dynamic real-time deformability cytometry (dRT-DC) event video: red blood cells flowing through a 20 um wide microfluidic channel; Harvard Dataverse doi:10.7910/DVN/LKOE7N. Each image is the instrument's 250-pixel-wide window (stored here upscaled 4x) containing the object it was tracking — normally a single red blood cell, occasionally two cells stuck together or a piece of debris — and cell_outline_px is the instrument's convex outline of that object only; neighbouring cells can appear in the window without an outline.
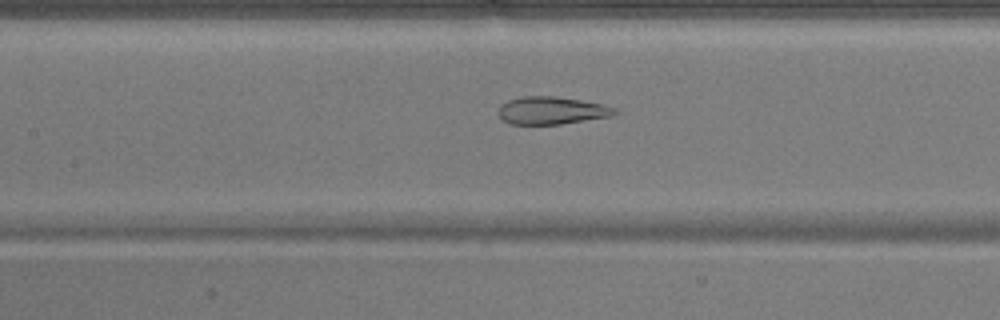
{"species": "common noctule bat (a hibernating species)", "species_latin": "Nyctalus noctula", "temperature_condition": "warm", "stored_images_in_passage": 52, "segment_of_instrument_passage": [1, 2], "camera_frame_rate_fps": 3000, "um_per_image_px": 0.085, "animal": {"sex": "male", "body_mass_g": 17.9}, "frame": {"image": 1, "passage_image": 23, "time_ms": 7.333, "image_size_px": [1000, 320], "cell_outline_px": [[620, 112], [612, 116], [560, 124], [508, 124], [500, 116], [500, 104], [508, 100], [520, 96], [552, 96], [580, 100], [600, 104], [616, 108]], "centroid_in_image_um": [46.9, 9.39], "position_along_channel_um": 160.5, "area_um2": 18.61}}
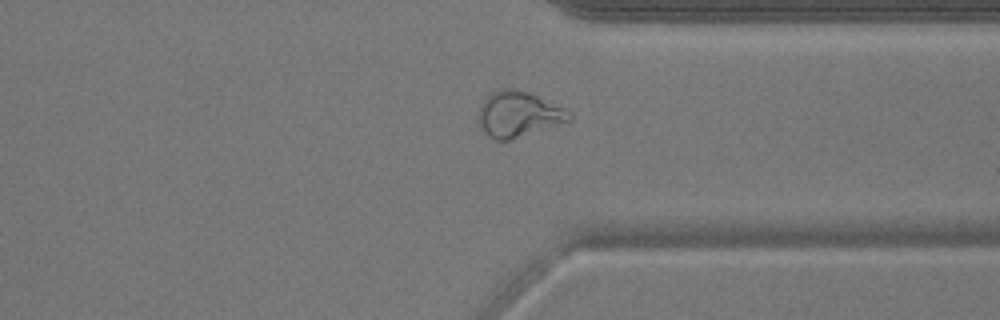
{"frame": {"image": 2, "passage_image": 39, "time_ms": 12.667, "image_size_px": [1000, 320], "cell_outline_px": [[572, 120], [508, 140], [496, 140], [488, 136], [480, 128], [480, 104], [492, 92], [500, 88], [516, 88], [528, 92], [564, 108], [572, 116]], "centroid_in_image_um": [44.05, 9.7], "position_along_channel_um": 367.4, "area_um2": 23.7}}
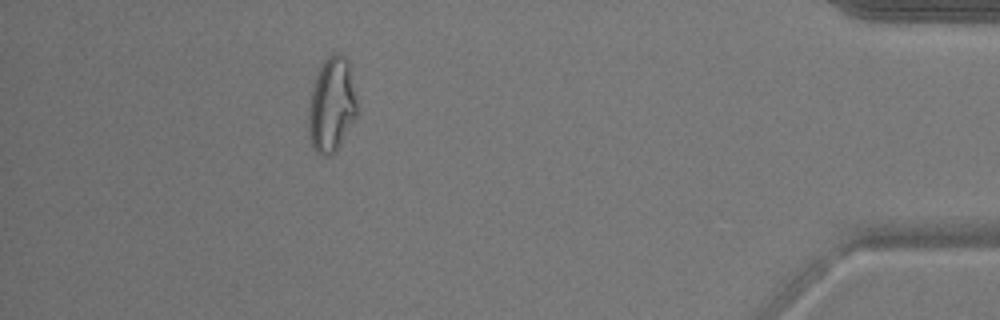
{"frame": {"image": 3, "passage_image": 46, "time_ms": 15.0, "image_size_px": [1000, 320], "cell_outline_px": [[356, 116], [332, 156], [324, 156], [316, 152], [312, 144], [308, 132], [308, 108], [312, 88], [316, 76], [324, 60], [332, 52], [340, 52], [348, 60], [356, 100]], "centroid_in_image_um": [28.17, 8.9], "position_along_channel_um": 407.0, "area_um2": 26.53}}